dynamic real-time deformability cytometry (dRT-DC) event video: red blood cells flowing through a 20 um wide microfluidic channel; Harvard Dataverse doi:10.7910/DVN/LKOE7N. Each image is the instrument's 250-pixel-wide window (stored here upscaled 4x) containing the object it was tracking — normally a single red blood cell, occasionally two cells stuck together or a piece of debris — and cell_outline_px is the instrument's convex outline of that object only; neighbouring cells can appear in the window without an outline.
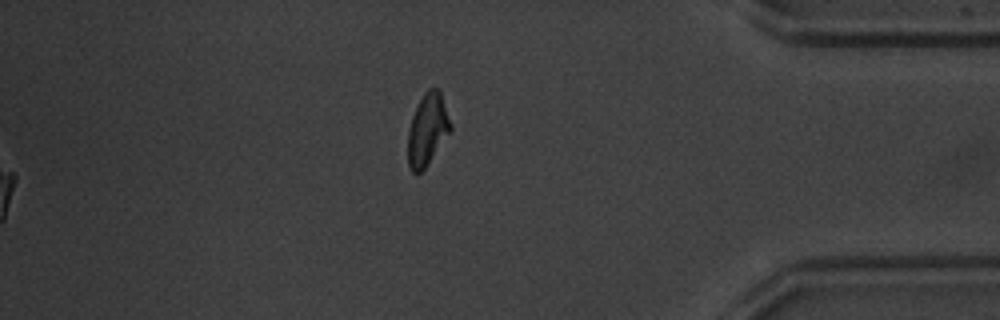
{"species": "common noctule bat (a hibernating species)", "species_latin": "Nyctalus noctula", "temperature_condition": "warm", "stored_images_in_passage": 55, "segment_of_instrument_passage": [2, 2], "camera_frame_rate_fps": 3000, "um_per_image_px": 0.085, "animal": {"sex": "male", "body_mass_g": 20.1, "forearm_length_mm": 53.5}, "frame": {"image": 1, "passage_image": 55, "time_ms": 18.0, "image_size_px": [1000, 320], "cell_outline_px": [[452, 128], [424, 168], [420, 172], [412, 172], [408, 164], [408, 128], [412, 116], [424, 92], [428, 88], [436, 88], [440, 92], [452, 124]], "centroid_in_image_um": [36.32, 10.99], "position_along_channel_um": 398.9, "area_um2": 17.46}}